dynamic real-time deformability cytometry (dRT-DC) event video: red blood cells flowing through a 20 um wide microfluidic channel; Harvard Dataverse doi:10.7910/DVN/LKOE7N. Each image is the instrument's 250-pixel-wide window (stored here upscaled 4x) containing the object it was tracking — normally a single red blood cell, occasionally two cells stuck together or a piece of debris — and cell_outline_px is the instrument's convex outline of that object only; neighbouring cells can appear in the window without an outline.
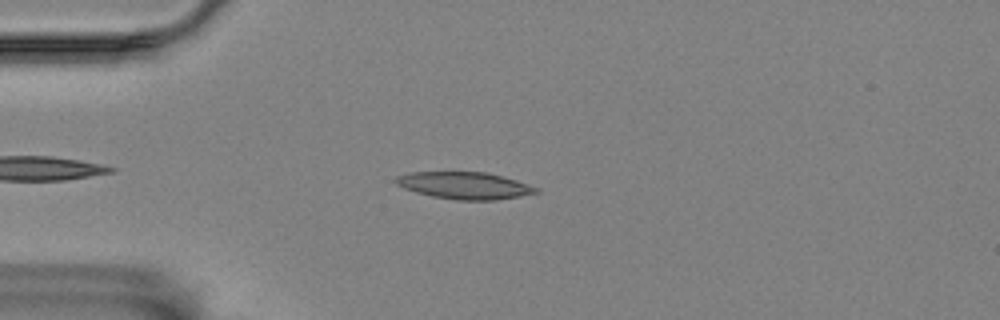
{"species": "Egyptian fruit bat (a non-hibernating species)", "species_latin": "Rousettus aegyptiacus", "temperature_condition": "room temperature", "stored_images_in_passage": 10, "camera_frame_rate_fps": 3000, "um_per_image_px": 0.085, "animal": {"sex": "female"}, "frame": {"image": 1, "passage_image": 7, "time_ms": 2.0, "image_size_px": [1000, 320], "cell_outline_px": [[540, 192], [492, 200], [456, 200], [432, 196], [416, 192], [404, 188], [396, 184], [392, 180], [396, 176], [412, 172], [488, 172], [516, 180], [540, 188]], "centroid_in_image_um": [39.46, 15.76], "position_along_channel_um": 45.5, "area_um2": 22.02}}